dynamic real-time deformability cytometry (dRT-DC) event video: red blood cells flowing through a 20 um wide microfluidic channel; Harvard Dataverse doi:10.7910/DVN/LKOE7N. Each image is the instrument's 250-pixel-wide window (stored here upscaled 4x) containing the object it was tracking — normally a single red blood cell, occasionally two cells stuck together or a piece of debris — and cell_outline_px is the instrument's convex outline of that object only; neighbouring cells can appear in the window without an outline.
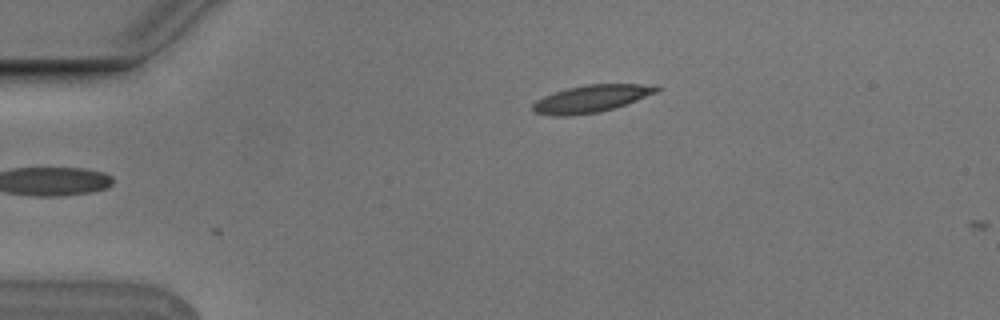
{"species": "Egyptian fruit bat (a non-hibernating species)", "species_latin": "Rousettus aegyptiacus", "temperature_condition": "cold", "stored_images_in_passage": 5, "camera_frame_rate_fps": 3000, "um_per_image_px": 0.085, "animal": {"sex": "male"}, "frame": {"image": 1, "passage_image": 5, "time_ms": 1.333, "image_size_px": [1000, 320], "cell_outline_px": [[660, 88], [656, 92], [636, 100], [600, 112], [568, 116], [552, 116], [532, 112], [532, 104], [536, 100], [544, 96], [568, 88], [584, 84], [660, 84]], "centroid_in_image_um": [50.23, 8.38], "position_along_channel_um": 34.8, "area_um2": 19.65}}